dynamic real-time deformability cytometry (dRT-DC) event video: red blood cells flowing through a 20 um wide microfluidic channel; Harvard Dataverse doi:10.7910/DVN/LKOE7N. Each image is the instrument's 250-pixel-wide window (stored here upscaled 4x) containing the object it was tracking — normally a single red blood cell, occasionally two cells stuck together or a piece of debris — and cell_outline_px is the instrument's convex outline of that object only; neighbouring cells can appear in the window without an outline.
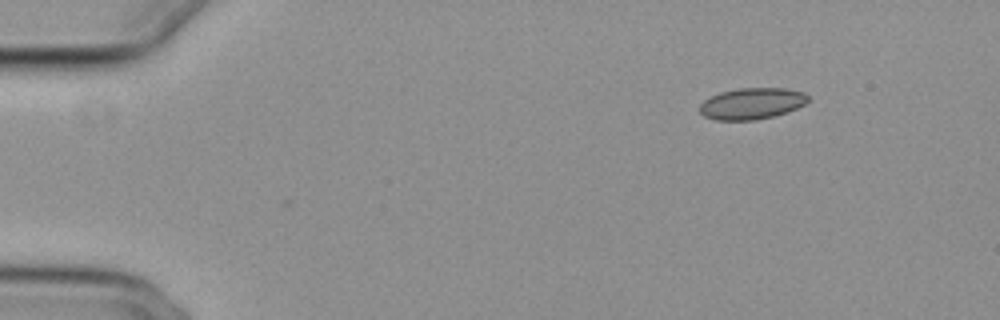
{"species": "common noctule bat (a hibernating species)", "species_latin": "Nyctalus noctula", "temperature_condition": "cold", "stored_images_in_passage": 2, "camera_frame_rate_fps": 3000, "um_per_image_px": 0.085, "animal": {"sex": "female", "body_mass_g": 29.2, "forearm_length_mm": 56.3}, "frame": {"image": 1, "passage_image": 2, "time_ms": 0.333, "image_size_px": [1000, 320], "cell_outline_px": [[808, 100], [804, 104], [788, 112], [756, 120], [716, 120], [704, 116], [700, 112], [700, 104], [704, 100], [720, 92], [740, 88], [788, 88], [804, 92], [808, 96]], "centroid_in_image_um": [63.91, 8.8], "position_along_channel_um": 21.1, "area_um2": 19.77}}